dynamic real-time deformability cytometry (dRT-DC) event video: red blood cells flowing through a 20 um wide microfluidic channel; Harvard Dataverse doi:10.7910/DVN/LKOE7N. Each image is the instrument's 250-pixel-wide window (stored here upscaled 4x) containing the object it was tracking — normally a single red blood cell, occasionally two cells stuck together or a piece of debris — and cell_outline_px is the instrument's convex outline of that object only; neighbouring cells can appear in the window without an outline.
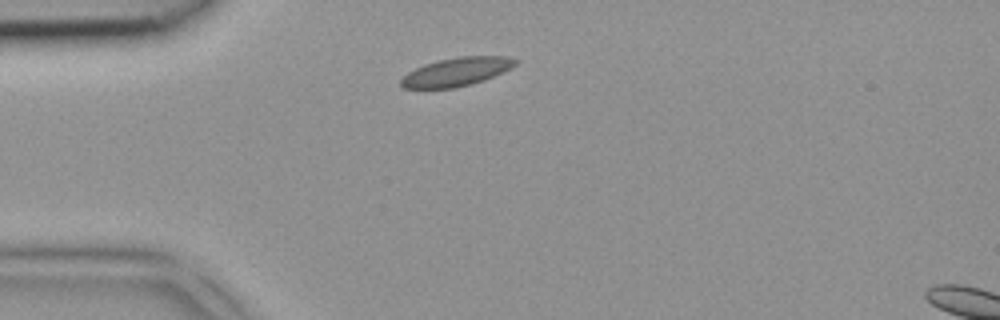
{"species": "common noctule bat (a hibernating species)", "species_latin": "Nyctalus noctula", "temperature_condition": "room temperature", "stored_images_in_passage": 2, "segment_of_instrument_passage": [1, 2], "camera_frame_rate_fps": 3000, "um_per_image_px": 0.085, "animal": {"sex": "female", "body_mass_g": 18.4}, "frame": {"image": 1, "passage_image": 1, "time_ms": 0.0, "image_size_px": [1000, 320], "cell_outline_px": [[516, 64], [512, 68], [484, 80], [472, 84], [452, 88], [404, 88], [400, 84], [400, 80], [408, 72], [424, 64], [436, 60], [460, 56], [508, 56], [516, 60]], "centroid_in_image_um": [38.8, 6.1], "position_along_channel_um": 46.2, "area_um2": 18.96}}